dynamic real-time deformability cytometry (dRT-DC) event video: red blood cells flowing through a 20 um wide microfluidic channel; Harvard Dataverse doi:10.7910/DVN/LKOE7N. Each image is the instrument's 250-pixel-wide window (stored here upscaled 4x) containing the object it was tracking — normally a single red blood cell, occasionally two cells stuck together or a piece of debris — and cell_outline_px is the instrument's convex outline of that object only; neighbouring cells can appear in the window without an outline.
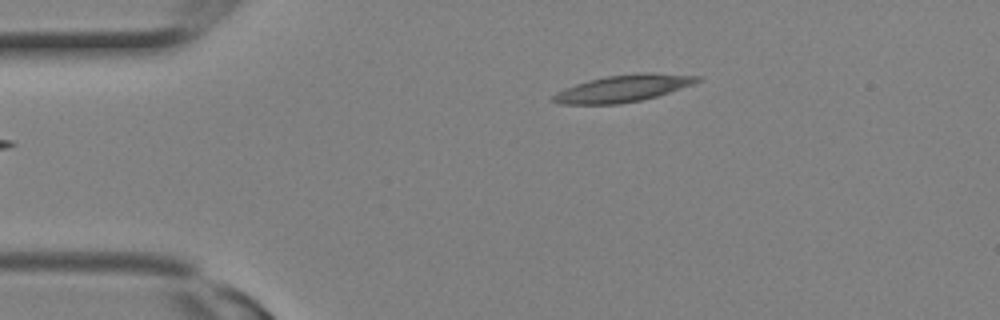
{"species": "Egyptian fruit bat (a non-hibernating species)", "species_latin": "Rousettus aegyptiacus", "temperature_condition": "room temperature", "stored_images_in_passage": 2, "camera_frame_rate_fps": 3000, "um_per_image_px": 0.085, "animal": {"sex": "female"}, "frame": {"image": 1, "passage_image": 2, "time_ms": 0.333, "image_size_px": [1000, 320], "cell_outline_px": [[704, 76], [700, 80], [692, 84], [656, 96], [640, 100], [620, 104], [560, 104], [548, 100], [556, 92], [564, 88], [588, 80], [604, 76], [644, 72], [652, 72]], "centroid_in_image_um": [52.92, 7.5], "position_along_channel_um": 32.1, "area_um2": 22.72}}